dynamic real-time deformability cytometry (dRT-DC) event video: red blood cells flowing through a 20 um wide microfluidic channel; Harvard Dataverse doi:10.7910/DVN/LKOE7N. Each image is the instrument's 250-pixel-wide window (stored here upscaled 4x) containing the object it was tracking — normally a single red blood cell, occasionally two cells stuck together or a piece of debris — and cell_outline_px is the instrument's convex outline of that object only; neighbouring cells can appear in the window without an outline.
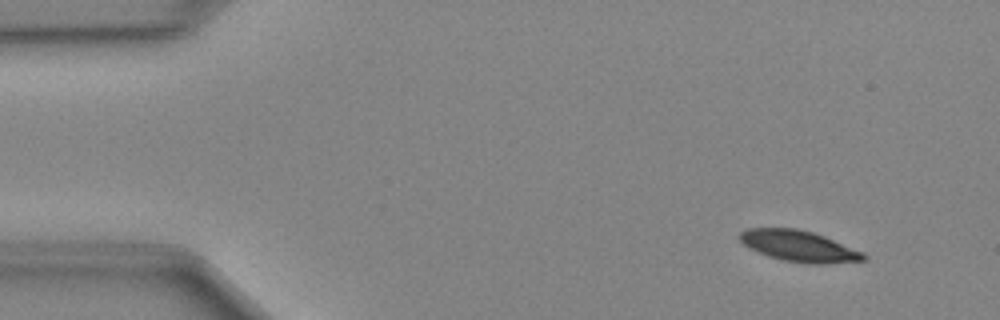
{"species": "Egyptian fruit bat (a non-hibernating species)", "species_latin": "Rousettus aegyptiacus", "temperature_condition": "cold", "stored_images_in_passage": 46, "camera_frame_rate_fps": 3000, "um_per_image_px": 0.085, "animal": {"sex": "female"}, "frame": {"image": 1, "passage_image": 2, "time_ms": 0.333, "image_size_px": [1000, 320], "cell_outline_px": [[868, 256], [864, 260], [824, 264], [808, 264], [784, 260], [768, 256], [744, 244], [736, 236], [740, 232], [748, 228], [796, 228], [812, 232], [824, 236], [864, 252]], "centroid_in_image_um": [67.92, 20.91], "position_along_channel_um": 17.1, "area_um2": 22.31}}
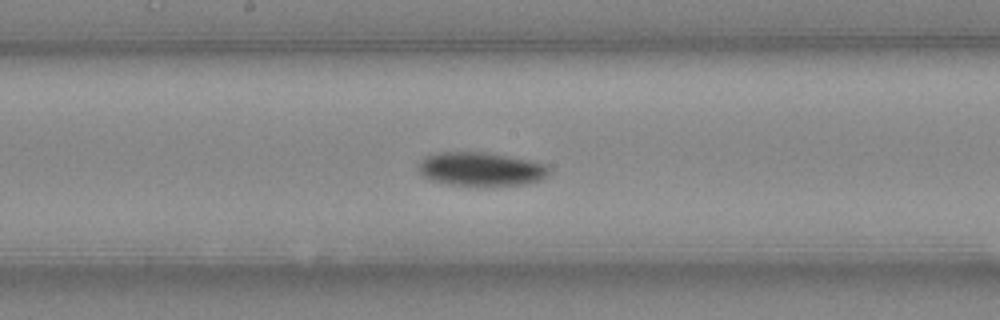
{"frame": {"image": 2, "passage_image": 23, "time_ms": 7.333, "image_size_px": [1000, 320], "cell_outline_px": [[548, 172], [540, 180], [524, 184], [484, 188], [448, 184], [428, 180], [420, 176], [416, 168], [416, 164], [424, 156], [440, 152], [484, 152], [508, 156], [528, 160], [544, 164], [548, 168]], "centroid_in_image_um": [40.75, 14.41], "position_along_channel_um": 207.4, "area_um2": 26.47}}
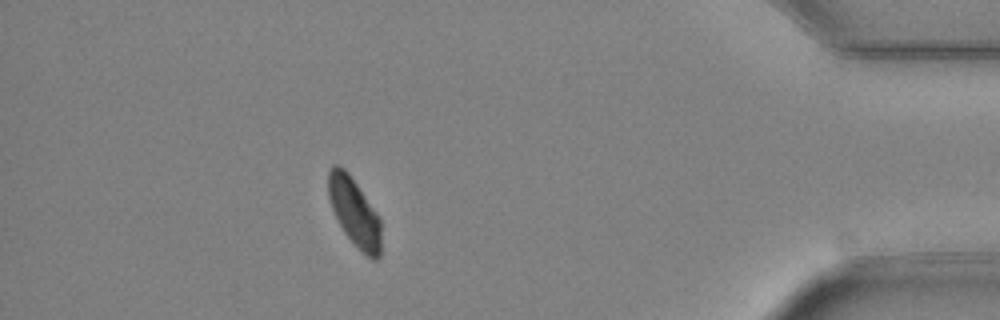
{"frame": {"image": 3, "passage_image": 41, "time_ms": 13.333, "image_size_px": [1000, 320], "cell_outline_px": [[380, 256], [376, 260], [372, 260], [360, 252], [344, 232], [332, 208], [328, 196], [328, 172], [332, 164], [336, 164], [344, 168], [348, 172], [376, 212], [380, 220]], "centroid_in_image_um": [30.11, 18.05], "position_along_channel_um": 405.1, "area_um2": 20.87}}